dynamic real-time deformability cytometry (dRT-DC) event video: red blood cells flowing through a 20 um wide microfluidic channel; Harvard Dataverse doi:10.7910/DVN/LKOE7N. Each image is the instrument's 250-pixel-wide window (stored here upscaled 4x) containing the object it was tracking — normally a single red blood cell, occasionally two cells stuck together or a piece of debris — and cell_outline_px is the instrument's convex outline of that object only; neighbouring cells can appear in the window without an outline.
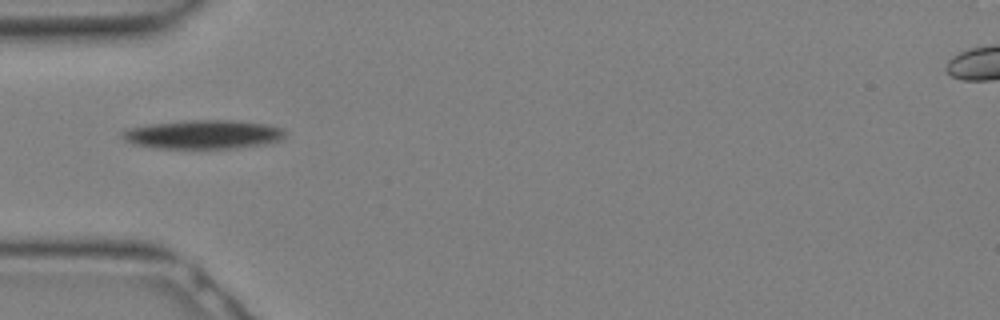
{"species": "Egyptian fruit bat (a non-hibernating species)", "species_latin": "Rousettus aegyptiacus", "temperature_condition": "warm", "stored_images_in_passage": 14, "camera_frame_rate_fps": 3000, "um_per_image_px": 0.085, "animal": {"sex": "female"}, "frame": {"image": 1, "passage_image": 1, "time_ms": 0.0, "image_size_px": [1000, 320], "cell_outline_px": [[284, 140], [272, 144], [232, 148], [156, 148], [132, 144], [124, 140], [120, 136], [120, 132], [124, 128], [148, 124], [192, 120], [232, 120], [268, 124], [284, 128]], "centroid_in_image_um": [17.28, 11.43], "position_along_channel_um": 67.7, "area_um2": 27.92}}
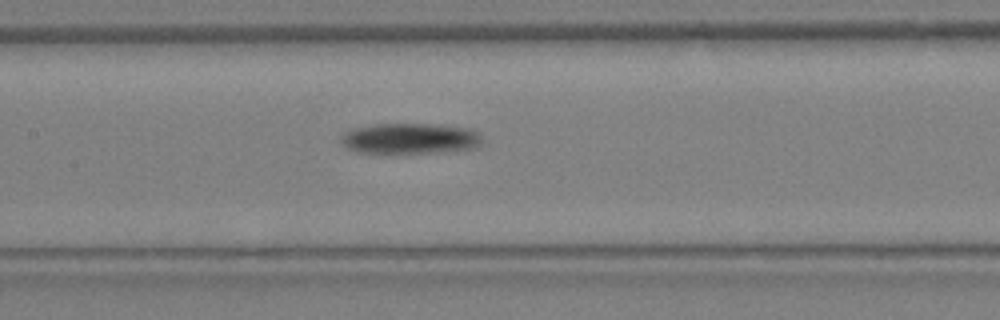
{"frame": {"image": 2, "passage_image": 6, "time_ms": 1.667, "image_size_px": [1000, 320], "cell_outline_px": [[480, 144], [476, 148], [440, 152], [356, 152], [348, 148], [340, 140], [340, 136], [344, 132], [352, 128], [376, 124], [432, 124], [468, 128], [480, 132]], "centroid_in_image_um": [34.85, 11.76], "position_along_channel_um": 172.6, "area_um2": 25.03}}
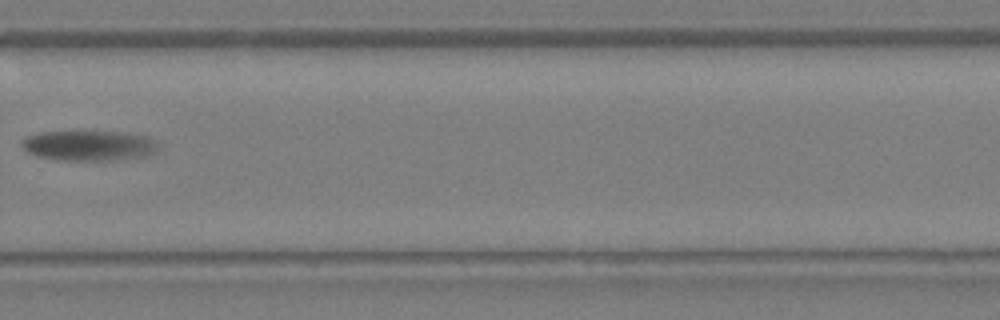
{"frame": {"image": 3, "passage_image": 13, "time_ms": 4.0, "image_size_px": [1000, 320], "cell_outline_px": [[160, 144], [156, 152], [144, 156], [108, 160], [60, 160], [36, 156], [28, 152], [24, 148], [24, 136], [40, 132], [128, 132], [148, 136], [156, 140]], "centroid_in_image_um": [7.62, 12.36], "position_along_channel_um": 322.2, "area_um2": 23.99}}